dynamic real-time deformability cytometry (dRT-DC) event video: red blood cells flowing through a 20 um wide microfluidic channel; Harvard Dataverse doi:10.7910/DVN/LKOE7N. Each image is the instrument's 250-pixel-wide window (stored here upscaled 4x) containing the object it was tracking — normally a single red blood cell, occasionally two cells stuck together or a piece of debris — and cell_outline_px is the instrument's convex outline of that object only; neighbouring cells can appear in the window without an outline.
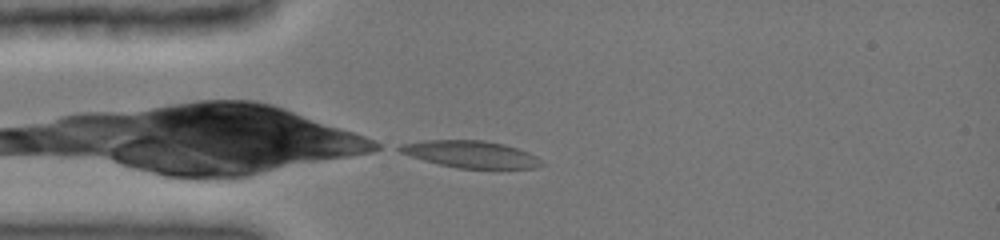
{"species": "common noctule bat (a hibernating species)", "species_latin": "Nyctalus noctula", "temperature_condition": "cold", "stored_images_in_passage": 30, "camera_frame_rate_fps": 3000, "um_per_image_px": 0.085, "animal": {"sex": "female", "body_mass_g": 19.0, "forearm_length_mm": 51.5}, "frame": {"image": 1, "passage_image": 1, "time_ms": 0.0, "image_size_px": [1000, 240], "cell_outline_px": [[544, 164], [536, 168], [496, 172], [460, 168], [440, 164], [424, 160], [400, 152], [392, 148], [400, 144], [424, 140], [484, 140], [504, 144], [528, 152], [544, 160]], "centroid_in_image_um": [40.11, 13.16], "position_along_channel_um": 44.9, "area_um2": 23.41}}
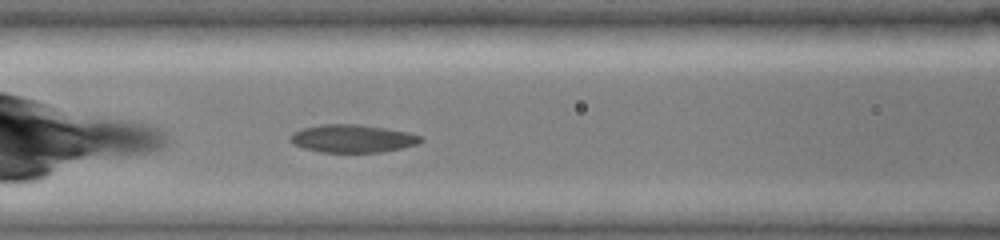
{"frame": {"image": 2, "passage_image": 9, "time_ms": 2.667, "image_size_px": [1000, 240], "cell_outline_px": [[424, 140], [416, 144], [404, 148], [380, 152], [320, 152], [304, 148], [292, 144], [288, 140], [288, 136], [292, 132], [300, 128], [320, 124], [360, 124], [408, 132], [420, 136]], "centroid_in_image_um": [29.9, 11.77], "position_along_channel_um": 136.7, "area_um2": 21.44}}
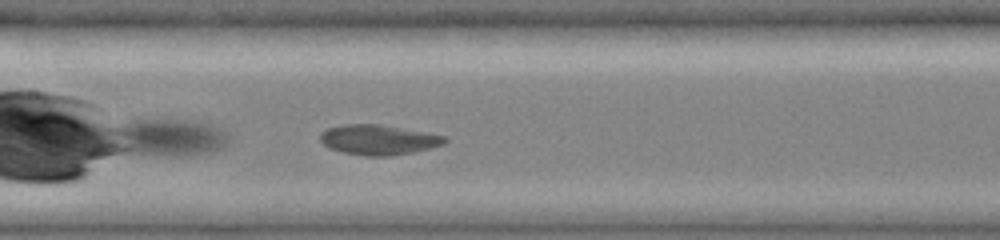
{"frame": {"image": 3, "passage_image": 12, "time_ms": 3.667, "image_size_px": [1000, 240], "cell_outline_px": [[448, 140], [444, 144], [412, 152], [392, 156], [364, 156], [344, 152], [328, 148], [320, 140], [320, 132], [328, 128], [344, 124], [380, 124], [424, 132], [444, 136]], "centroid_in_image_um": [32.13, 11.88], "position_along_channel_um": 175.3, "area_um2": 21.68}}